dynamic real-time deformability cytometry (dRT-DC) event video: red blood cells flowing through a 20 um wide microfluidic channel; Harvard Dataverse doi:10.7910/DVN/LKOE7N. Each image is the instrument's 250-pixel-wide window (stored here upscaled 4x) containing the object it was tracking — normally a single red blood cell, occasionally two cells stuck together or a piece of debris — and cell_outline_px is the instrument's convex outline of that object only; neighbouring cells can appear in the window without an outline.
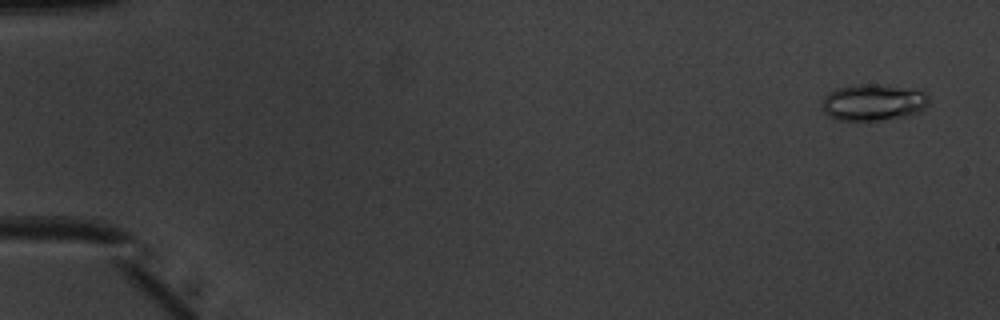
{"species": "common noctule bat (a hibernating species)", "species_latin": "Nyctalus noctula", "temperature_condition": "warm", "stored_images_in_passage": 45, "camera_frame_rate_fps": 3000, "um_per_image_px": 0.085, "animal": {"sex": "male", "body_mass_g": 20.1, "forearm_length_mm": 53.5}, "frame": {"image": 1, "passage_image": 3, "time_ms": 0.667, "image_size_px": [1000, 320], "cell_outline_px": [[928, 104], [920, 112], [904, 116], [880, 120], [840, 120], [828, 116], [824, 112], [820, 104], [824, 96], [828, 92], [836, 88], [856, 84], [880, 84], [924, 92], [928, 96]], "centroid_in_image_um": [74.16, 8.7], "position_along_channel_um": 10.8, "area_um2": 22.72}}
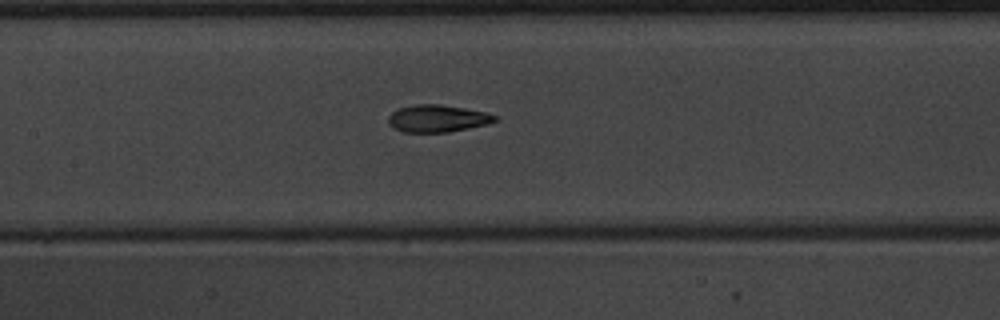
{"frame": {"image": 2, "passage_image": 26, "time_ms": 8.333, "image_size_px": [1000, 320], "cell_outline_px": [[496, 120], [488, 124], [448, 132], [404, 132], [392, 128], [388, 124], [388, 116], [392, 112], [400, 108], [416, 104], [440, 104], [488, 112], [496, 116]], "centroid_in_image_um": [37.16, 10.07], "position_along_channel_um": 170.2, "area_um2": 16.94}}
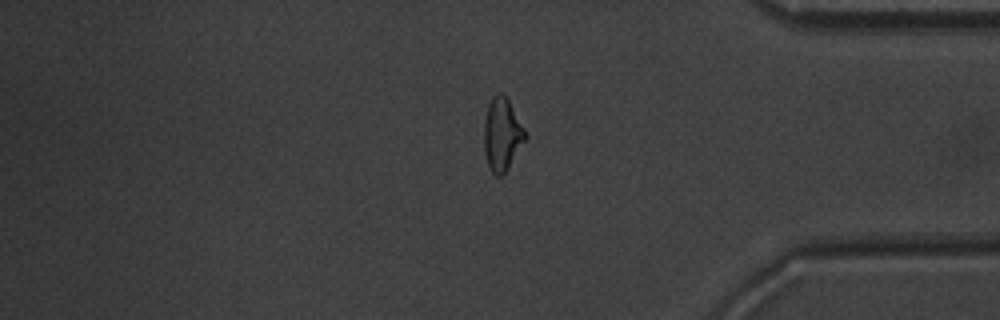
{"frame": {"image": 3, "passage_image": 44, "time_ms": 14.333, "image_size_px": [1000, 320], "cell_outline_px": [[528, 136], [504, 176], [496, 176], [492, 172], [488, 164], [484, 152], [484, 120], [488, 104], [492, 96], [496, 92], [504, 92], [508, 96]], "centroid_in_image_um": [42.69, 11.38], "position_along_channel_um": 392.5, "area_um2": 18.03}, "authors_computed_cell_mechanics": {"area_um2": 17.4556, "velocity_mm_per_s": 4.0153, "shape_relaxation_time_tau1_ms": 4.8999, "shape_relaxation_time_tau2_ms": 1.8566, "deformation_change_tau1": 0.1845, "deformation_change_tau2": 0.093}}